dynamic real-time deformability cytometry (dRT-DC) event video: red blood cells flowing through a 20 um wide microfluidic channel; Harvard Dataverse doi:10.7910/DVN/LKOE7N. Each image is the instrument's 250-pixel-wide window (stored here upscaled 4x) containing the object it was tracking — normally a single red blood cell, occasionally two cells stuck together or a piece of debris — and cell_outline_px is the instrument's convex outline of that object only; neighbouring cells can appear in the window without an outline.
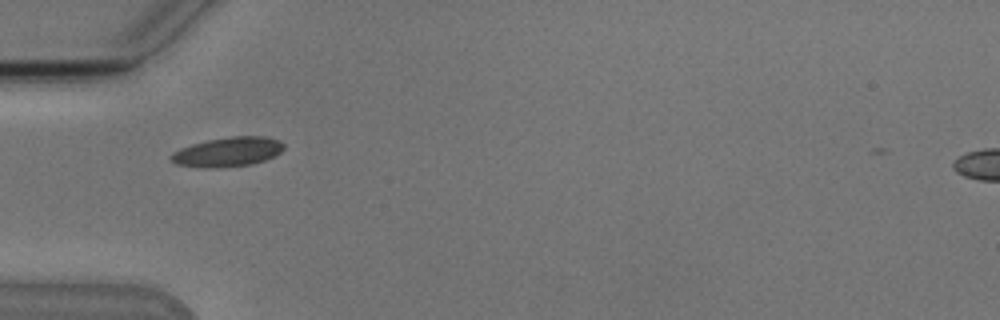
{"species": "Egyptian fruit bat (a non-hibernating species)", "species_latin": "Rousettus aegyptiacus", "temperature_condition": "cold", "stored_images_in_passage": 37, "camera_frame_rate_fps": 3000, "um_per_image_px": 0.085, "animal": {"sex": "male"}, "frame": {"image": 1, "passage_image": 1, "time_ms": 0.0, "image_size_px": [1000, 320], "cell_outline_px": [[284, 148], [280, 152], [264, 160], [252, 164], [216, 168], [208, 168], [176, 164], [168, 156], [172, 152], [180, 148], [192, 144], [208, 140], [232, 136], [264, 136], [276, 140], [284, 144]], "centroid_in_image_um": [19.32, 12.91], "position_along_channel_um": 65.7, "area_um2": 19.19}}
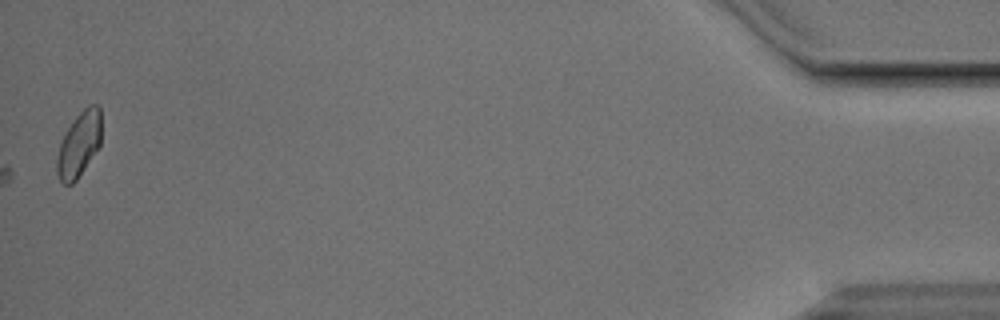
{"frame": {"image": 2, "passage_image": 37, "time_ms": 12.0, "image_size_px": [1000, 320], "cell_outline_px": [[100, 144], [76, 180], [72, 184], [64, 184], [60, 180], [56, 172], [56, 160], [60, 144], [68, 128], [76, 116], [88, 104], [100, 104]], "centroid_in_image_um": [6.71, 12.25], "position_along_channel_um": 428.5, "area_um2": 16.47}}